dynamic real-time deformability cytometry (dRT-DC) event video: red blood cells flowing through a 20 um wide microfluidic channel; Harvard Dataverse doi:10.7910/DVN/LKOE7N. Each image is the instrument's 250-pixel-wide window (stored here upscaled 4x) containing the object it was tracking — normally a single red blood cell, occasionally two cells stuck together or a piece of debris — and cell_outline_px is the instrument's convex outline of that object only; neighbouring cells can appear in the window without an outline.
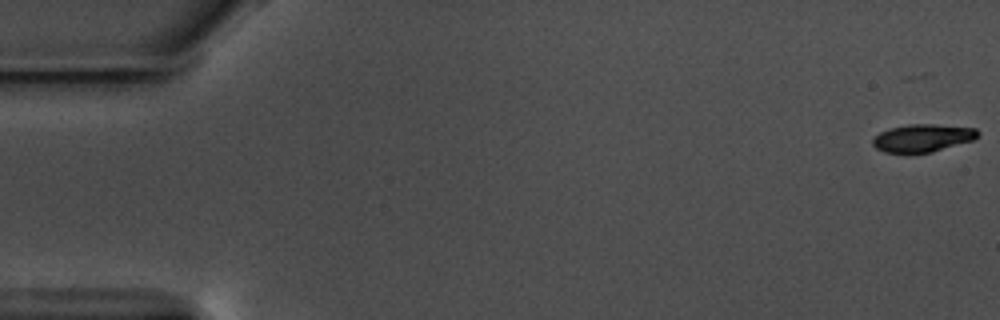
{"species": "common noctule bat (a hibernating species)", "species_latin": "Nyctalus noctula", "temperature_condition": "warm", "stored_images_in_passage": 13, "camera_frame_rate_fps": 3000, "um_per_image_px": 0.085, "animal": {"sex": "male", "body_mass_g": 17.5, "forearm_length_mm": 52.3}, "frame": {"image": 1, "passage_image": 1, "time_ms": 0.0, "image_size_px": [1000, 320], "cell_outline_px": [[980, 136], [972, 140], [932, 152], [884, 152], [876, 148], [872, 144], [872, 140], [880, 132], [888, 128], [908, 124], [932, 124], [976, 128], [980, 132]], "centroid_in_image_um": [78.43, 11.71], "position_along_channel_um": 6.6, "area_um2": 16.88}}